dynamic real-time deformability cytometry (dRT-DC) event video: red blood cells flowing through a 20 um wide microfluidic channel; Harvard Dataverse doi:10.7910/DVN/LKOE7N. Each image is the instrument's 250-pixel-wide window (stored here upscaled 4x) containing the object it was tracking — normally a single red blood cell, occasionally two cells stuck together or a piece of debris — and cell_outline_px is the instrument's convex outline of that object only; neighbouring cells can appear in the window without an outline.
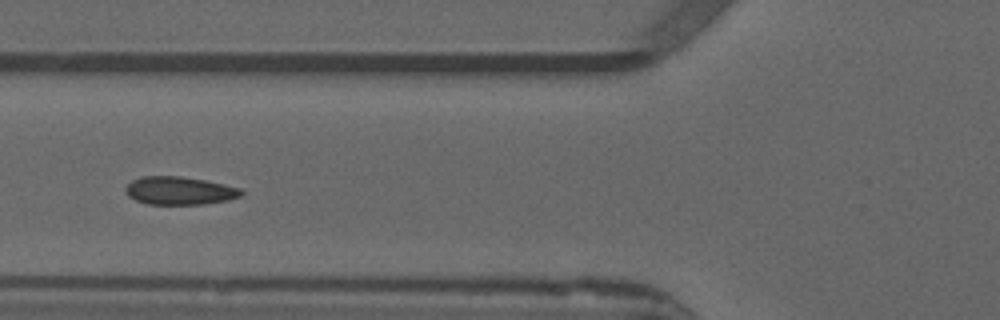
{"species": "common noctule bat (a hibernating species)", "species_latin": "Nyctalus noctula", "temperature_condition": "warm", "stored_images_in_passage": 43, "camera_frame_rate_fps": 3000, "um_per_image_px": 0.085, "animal": {"sex": "male", "forearm_length_mm": 52.5}, "frame": {"image": 1, "passage_image": 20, "time_ms": 6.333, "image_size_px": [1000, 320], "cell_outline_px": [[244, 192], [240, 196], [228, 200], [204, 204], [148, 204], [136, 200], [128, 196], [124, 188], [132, 180], [140, 176], [180, 176], [204, 180], [224, 184], [240, 188]], "centroid_in_image_um": [15.24, 16.2], "position_along_channel_um": 110.6, "area_um2": 18.9}}
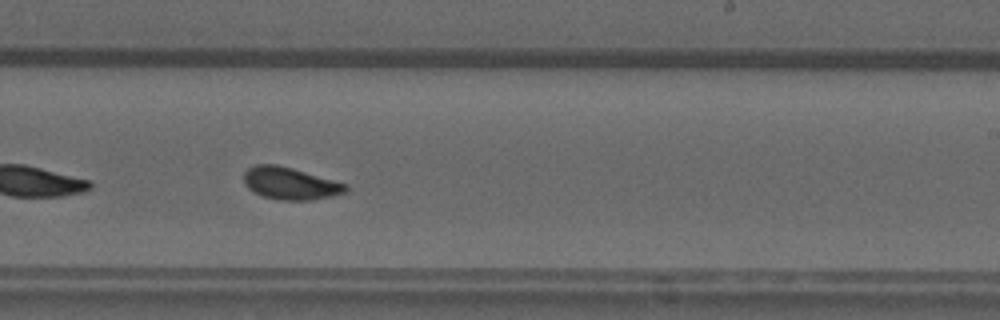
{"frame": {"image": 2, "passage_image": 32, "time_ms": 10.333, "image_size_px": [1000, 320], "cell_outline_px": [[348, 188], [344, 192], [332, 196], [308, 200], [280, 200], [264, 196], [248, 188], [244, 184], [244, 172], [248, 168], [256, 164], [276, 164], [292, 168], [348, 184]], "centroid_in_image_um": [24.66, 15.58], "position_along_channel_um": 264.3, "area_um2": 18.96}, "authors_computed_cell_mechanics": {"area_um2": 18.9584, "velocity_mm_per_s": 3.8542, "shape_relaxation_time_tau1_ms": 8.0288, "shape_relaxation_time_tau2_ms": 0.5999, "deformation_change_tau1": 0.1588, "deformation_change_tau2": 0.068}}